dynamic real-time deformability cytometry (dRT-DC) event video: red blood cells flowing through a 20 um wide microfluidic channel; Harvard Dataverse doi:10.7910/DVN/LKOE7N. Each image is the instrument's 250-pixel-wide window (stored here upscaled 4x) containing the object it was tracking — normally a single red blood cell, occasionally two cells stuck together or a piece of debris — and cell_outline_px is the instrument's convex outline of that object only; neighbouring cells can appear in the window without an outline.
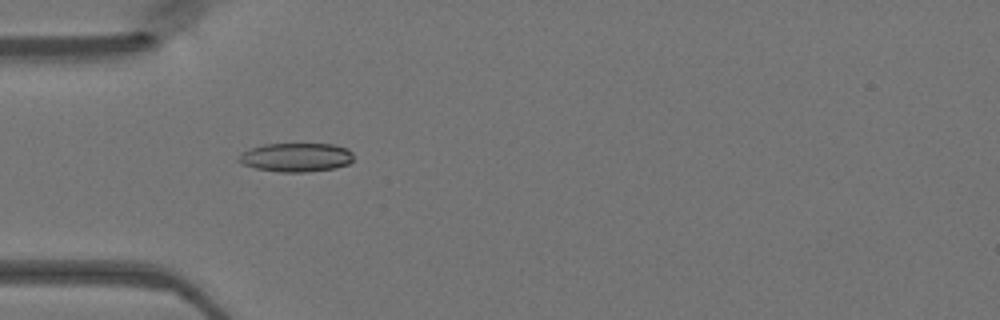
{"species": "Egyptian fruit bat (a non-hibernating species)", "species_latin": "Rousettus aegyptiacus", "temperature_condition": "warm", "stored_images_in_passage": 47, "camera_frame_rate_fps": 3000, "um_per_image_px": 0.085, "animal": {"sex": "female"}, "frame": {"image": 1, "passage_image": 14, "time_ms": 4.333, "image_size_px": [1000, 320], "cell_outline_px": [[352, 160], [348, 164], [336, 168], [308, 172], [280, 172], [256, 168], [244, 164], [236, 160], [240, 152], [264, 144], [332, 144], [348, 148], [352, 152]], "centroid_in_image_um": [25.17, 13.37], "position_along_channel_um": 59.8, "area_um2": 19.36}}
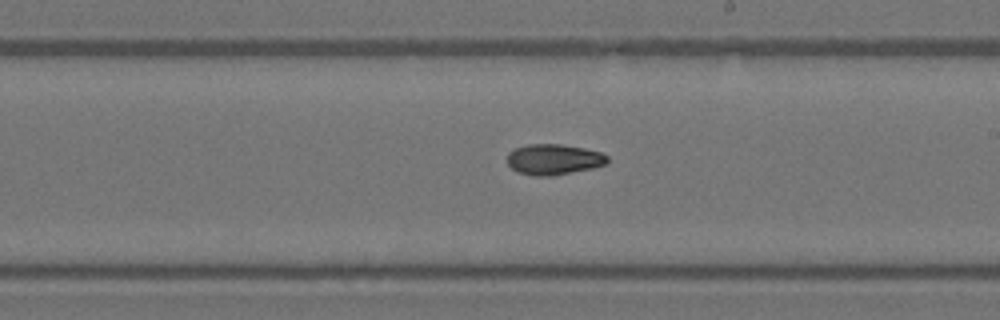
{"frame": {"image": 2, "passage_image": 27, "time_ms": 8.667, "image_size_px": [1000, 320], "cell_outline_px": [[608, 164], [592, 168], [552, 176], [536, 176], [516, 172], [508, 164], [508, 152], [516, 148], [528, 144], [560, 144], [584, 148], [600, 152], [608, 156]], "centroid_in_image_um": [47.07, 13.55], "position_along_channel_um": 241.9, "area_um2": 17.92}}
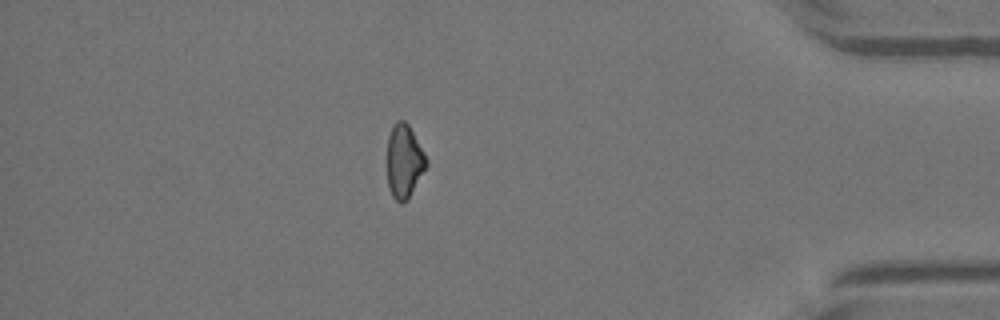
{"frame": {"image": 3, "passage_image": 41, "time_ms": 13.333, "image_size_px": [1000, 320], "cell_outline_px": [[428, 164], [408, 200], [400, 204], [392, 196], [388, 184], [388, 136], [392, 124], [396, 120], [404, 120], [408, 124], [424, 152], [428, 160]], "centroid_in_image_um": [34.36, 13.7], "position_along_channel_um": 400.8, "area_um2": 16.82}}